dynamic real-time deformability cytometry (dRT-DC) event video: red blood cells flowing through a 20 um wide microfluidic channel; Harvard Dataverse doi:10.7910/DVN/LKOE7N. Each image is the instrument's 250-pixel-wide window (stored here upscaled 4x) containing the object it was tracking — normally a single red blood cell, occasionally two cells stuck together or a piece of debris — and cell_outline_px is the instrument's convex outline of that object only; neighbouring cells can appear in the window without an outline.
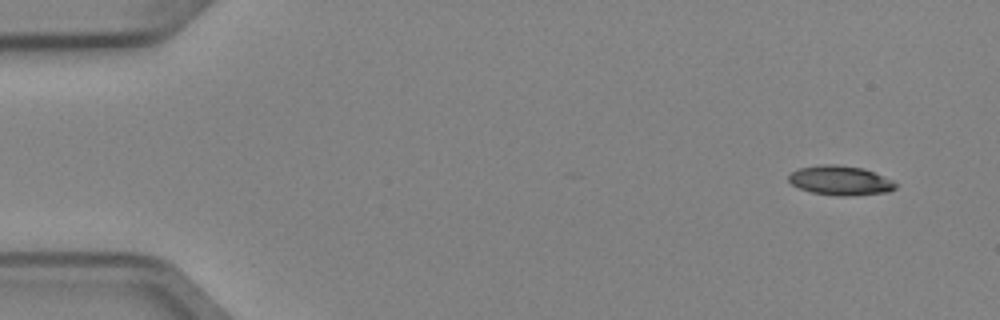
{"species": "Egyptian fruit bat (a non-hibernating species)", "species_latin": "Rousettus aegyptiacus", "temperature_condition": "cold", "stored_images_in_passage": 7, "camera_frame_rate_fps": 3000, "um_per_image_px": 0.085, "animal": {"sex": "female"}, "frame": {"image": 1, "passage_image": 1, "time_ms": 0.0, "image_size_px": [1000, 320], "cell_outline_px": [[896, 188], [888, 192], [848, 196], [840, 196], [812, 192], [800, 188], [792, 184], [788, 180], [788, 176], [792, 172], [800, 168], [820, 164], [836, 164], [864, 168], [892, 180], [896, 184]], "centroid_in_image_um": [71.43, 15.33], "position_along_channel_um": 13.6, "area_um2": 18.26}}
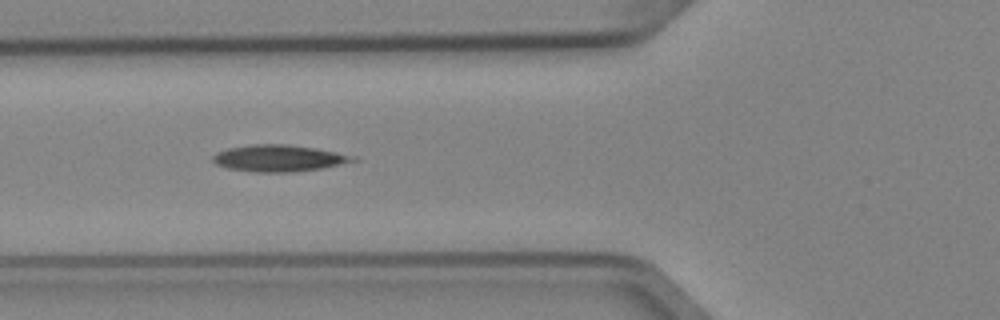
{"frame": {"image": 2, "passage_image": 5, "time_ms": 1.333, "image_size_px": [1000, 320], "cell_outline_px": [[360, 160], [324, 168], [288, 172], [256, 172], [228, 168], [216, 164], [212, 160], [212, 156], [216, 152], [228, 148], [252, 144], [288, 144], [312, 148], [356, 156]], "centroid_in_image_um": [23.69, 13.45], "position_along_channel_um": 102.1, "area_um2": 21.68}}
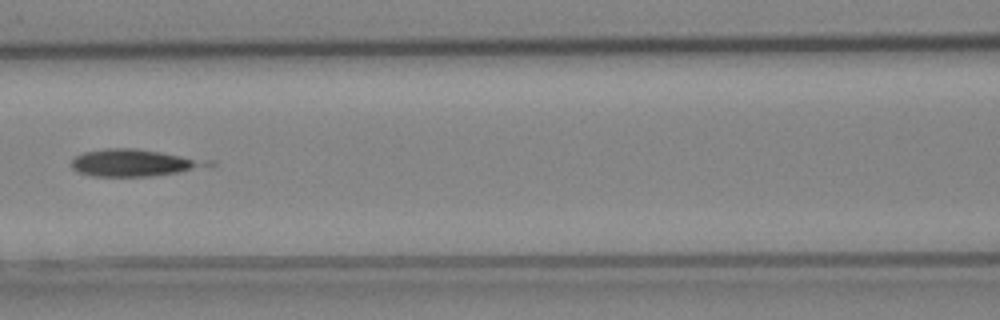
{"frame": {"image": 3, "passage_image": 6, "time_ms": 1.667, "image_size_px": [1000, 320], "cell_outline_px": [[196, 164], [188, 168], [176, 172], [152, 176], [92, 176], [80, 172], [72, 168], [72, 160], [76, 156], [84, 152], [108, 148], [136, 148], [160, 152], [192, 160]], "centroid_in_image_um": [10.94, 13.83], "position_along_channel_um": 155.7, "area_um2": 19.54}}